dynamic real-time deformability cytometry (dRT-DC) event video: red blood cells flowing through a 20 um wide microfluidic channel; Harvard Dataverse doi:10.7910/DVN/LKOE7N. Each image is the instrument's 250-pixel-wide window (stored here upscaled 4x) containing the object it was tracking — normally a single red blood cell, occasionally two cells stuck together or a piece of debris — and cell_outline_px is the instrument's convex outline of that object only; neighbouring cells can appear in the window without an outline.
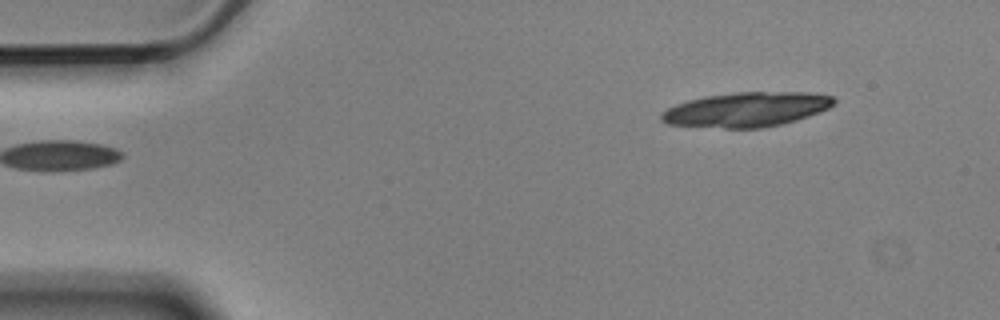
{"species": "Egyptian fruit bat (a non-hibernating species)", "species_latin": "Rousettus aegyptiacus", "temperature_condition": "cold", "stored_images_in_passage": 3, "segment_of_instrument_passage": [2, 2], "camera_frame_rate_fps": 3000, "um_per_image_px": 0.085, "animal": {"sex": "male"}, "frame": {"image": 1, "passage_image": 3, "time_ms": 0.667, "image_size_px": [1000, 320], "cell_outline_px": [[836, 104], [820, 112], [796, 120], [764, 128], [724, 128], [668, 124], [660, 120], [660, 112], [676, 104], [688, 100], [704, 96], [736, 92], [808, 92], [832, 96], [836, 100]], "centroid_in_image_um": [63.45, 9.3], "position_along_channel_um": 21.5, "area_um2": 34.91}}